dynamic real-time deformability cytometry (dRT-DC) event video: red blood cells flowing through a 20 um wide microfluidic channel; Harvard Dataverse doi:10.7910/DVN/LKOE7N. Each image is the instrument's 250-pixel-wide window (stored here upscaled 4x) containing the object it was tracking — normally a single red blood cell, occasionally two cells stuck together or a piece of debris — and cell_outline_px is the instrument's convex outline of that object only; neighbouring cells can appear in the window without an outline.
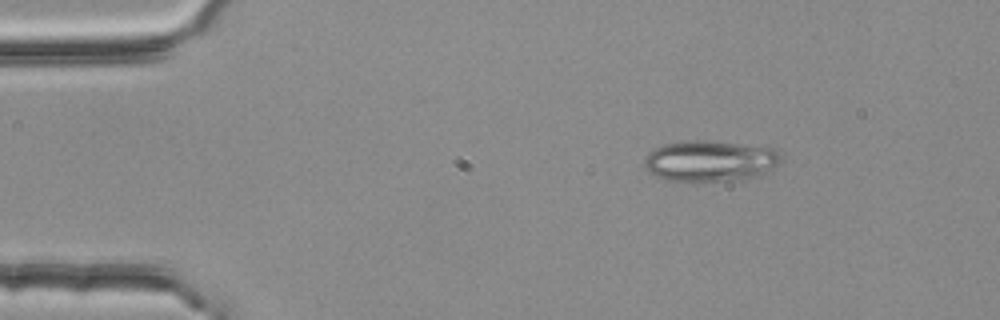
{"species": "common noctule bat (a hibernating species)", "species_latin": "Nyctalus noctula", "temperature_condition": "room temperature", "stored_images_in_passage": 3, "camera_frame_rate_fps": 3000, "um_per_image_px": 0.085, "animal": {"sex": "female", "body_mass_g": 25.1}, "frame": {"image": 1, "passage_image": 1, "time_ms": 0.0, "image_size_px": [1000, 320], "cell_outline_px": [[784, 160], [772, 168], [756, 176], [740, 180], [668, 180], [652, 176], [644, 168], [644, 160], [648, 152], [664, 144], [688, 140], [704, 140], [772, 148]], "centroid_in_image_um": [60.3, 13.68], "position_along_channel_um": 24.7, "area_um2": 32.31}}